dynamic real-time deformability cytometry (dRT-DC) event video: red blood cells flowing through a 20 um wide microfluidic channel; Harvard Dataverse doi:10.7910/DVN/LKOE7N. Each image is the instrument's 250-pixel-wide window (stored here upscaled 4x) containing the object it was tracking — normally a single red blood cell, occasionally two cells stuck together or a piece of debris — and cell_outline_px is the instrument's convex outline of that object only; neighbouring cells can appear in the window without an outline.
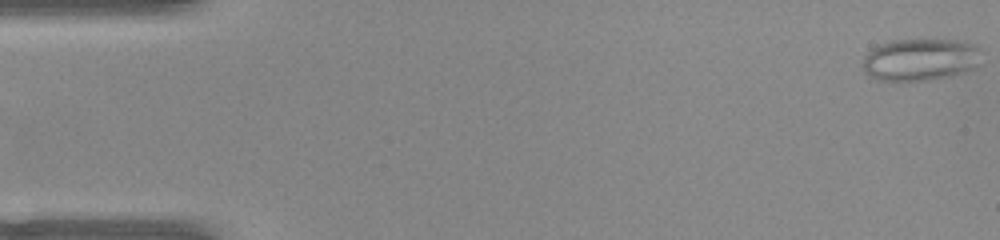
{"species": "common noctule bat (a hibernating species)", "species_latin": "Nyctalus noctula", "temperature_condition": "warm", "stored_images_in_passage": 51, "camera_frame_rate_fps": 3000, "um_per_image_px": 0.085, "animal": {"sex": "female", "body_mass_g": 22.0, "forearm_length_mm": 56.7}, "frame": {"image": 1, "passage_image": 1, "time_ms": 0.0, "image_size_px": [1000, 240], "cell_outline_px": [[980, 48], [976, 68], [948, 76], [928, 80], [876, 80], [864, 72], [864, 56], [872, 48], [888, 40], [956, 40], [976, 44]], "centroid_in_image_um": [78.21, 5.05], "position_along_channel_um": 6.8, "area_um2": 29.02}}
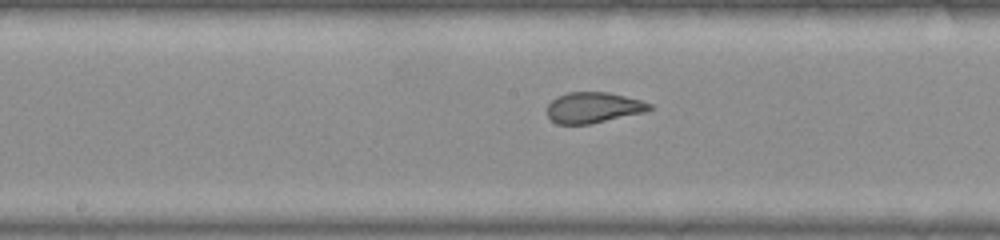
{"frame": {"image": 2, "passage_image": 26, "time_ms": 8.333, "image_size_px": [1000, 240], "cell_outline_px": [[652, 108], [644, 112], [588, 124], [556, 124], [548, 116], [548, 104], [556, 96], [568, 92], [608, 92], [640, 100], [652, 104]], "centroid_in_image_um": [50.41, 9.13], "position_along_channel_um": 197.8, "area_um2": 18.15}}
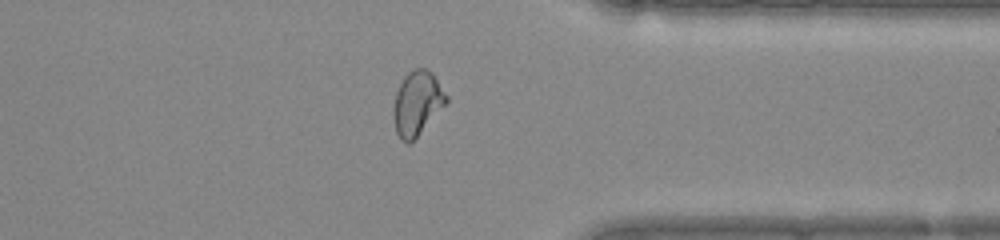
{"frame": {"image": 3, "passage_image": 40, "time_ms": 13.0, "image_size_px": [1000, 240], "cell_outline_px": [[448, 100], [416, 136], [408, 144], [400, 140], [396, 132], [392, 116], [392, 112], [396, 92], [404, 76], [408, 72], [416, 68], [424, 68], [432, 72], [448, 96]], "centroid_in_image_um": [35.42, 8.75], "position_along_channel_um": 376.0, "area_um2": 19.42}}